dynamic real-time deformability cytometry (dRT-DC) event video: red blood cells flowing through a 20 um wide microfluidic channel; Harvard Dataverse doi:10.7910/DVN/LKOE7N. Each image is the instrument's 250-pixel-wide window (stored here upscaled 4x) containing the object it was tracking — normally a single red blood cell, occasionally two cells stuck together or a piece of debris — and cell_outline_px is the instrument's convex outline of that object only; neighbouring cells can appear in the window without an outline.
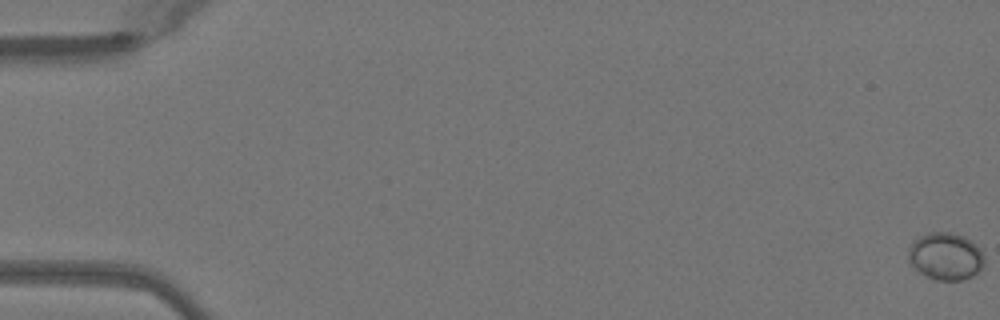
{"species": "Egyptian fruit bat (a non-hibernating species)", "species_latin": "Rousettus aegyptiacus", "temperature_condition": "warm", "stored_images_in_passage": 33, "camera_frame_rate_fps": 3000, "um_per_image_px": 0.085, "animal": {"sex": "female"}, "frame": {"image": 1, "passage_image": 1, "time_ms": 0.0, "image_size_px": [1000, 320], "cell_outline_px": [[984, 268], [972, 276], [960, 280], [936, 280], [924, 276], [908, 260], [908, 248], [920, 236], [928, 232], [948, 232], [964, 236], [972, 240], [984, 252]], "centroid_in_image_um": [80.42, 21.78], "position_along_channel_um": 4.6, "area_um2": 21.15}}
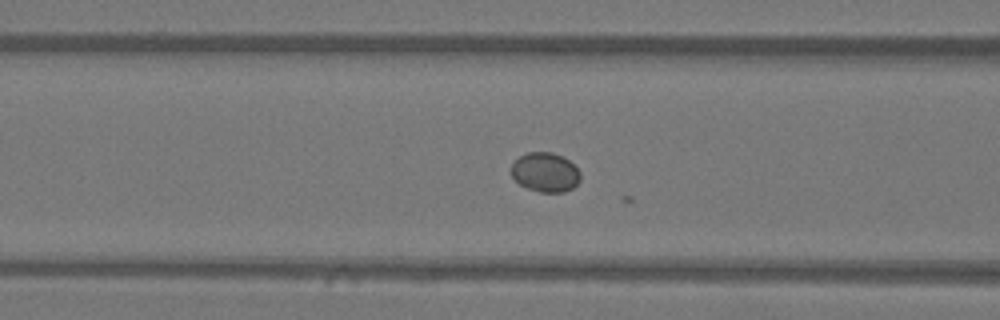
{"frame": {"image": 2, "passage_image": 22, "time_ms": 7.0, "image_size_px": [1000, 320], "cell_outline_px": [[580, 180], [572, 188], [564, 192], [540, 192], [528, 188], [520, 184], [512, 176], [512, 164], [520, 156], [528, 152], [552, 152], [564, 156], [580, 172]], "centroid_in_image_um": [46.36, 14.64], "position_along_channel_um": 120.2, "area_um2": 15.72}}
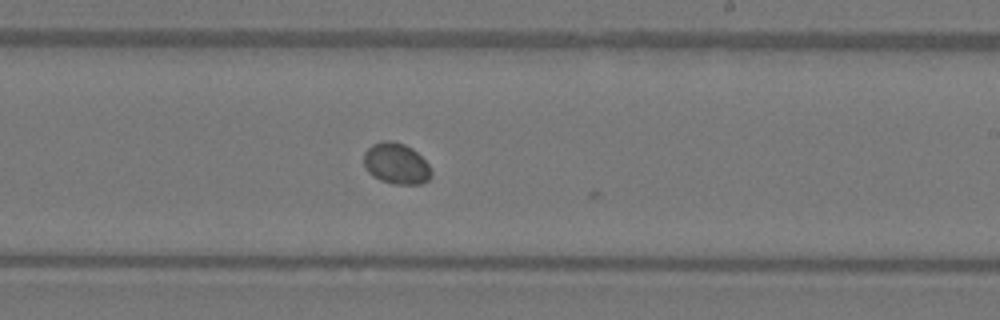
{"frame": {"image": 3, "passage_image": 32, "time_ms": 10.333, "image_size_px": [1000, 320], "cell_outline_px": [[432, 176], [428, 180], [420, 184], [392, 184], [380, 180], [372, 176], [368, 172], [364, 164], [364, 152], [372, 144], [384, 140], [392, 140], [404, 144], [412, 148], [428, 164], [432, 172]], "centroid_in_image_um": [33.67, 13.91], "position_along_channel_um": 255.3, "area_um2": 16.24}}